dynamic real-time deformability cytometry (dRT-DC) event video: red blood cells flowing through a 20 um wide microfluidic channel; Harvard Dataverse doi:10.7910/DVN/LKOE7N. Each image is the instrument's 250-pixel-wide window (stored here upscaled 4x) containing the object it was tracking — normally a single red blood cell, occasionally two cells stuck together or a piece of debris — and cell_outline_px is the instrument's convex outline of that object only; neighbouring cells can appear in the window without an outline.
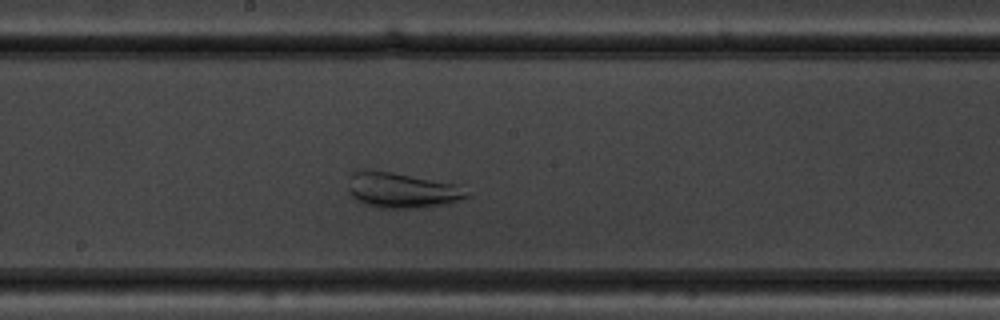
{"species": "common noctule bat (a hibernating species)", "species_latin": "Nyctalus noctula", "temperature_condition": "warm", "stored_images_in_passage": 45, "camera_frame_rate_fps": 3000, "um_per_image_px": 0.085, "animal": {"sex": "male", "body_mass_g": 19.5, "forearm_length_mm": 54.6}, "frame": {"image": 1, "passage_image": 20, "time_ms": 6.333, "image_size_px": [1000, 320], "cell_outline_px": [[468, 196], [448, 204], [420, 208], [380, 208], [364, 204], [352, 196], [348, 192], [348, 188], [352, 172], [356, 168], [360, 168], [392, 172], [460, 184], [468, 192]], "centroid_in_image_um": [34.15, 16.15], "position_along_channel_um": 214.1, "area_um2": 24.85}}
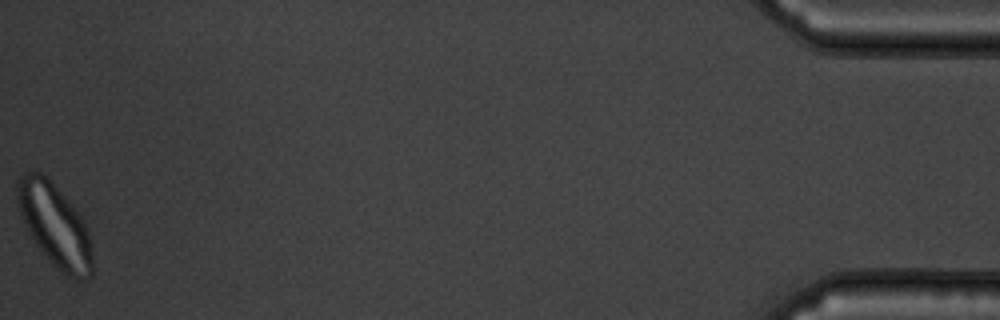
{"frame": {"image": 2, "passage_image": 45, "time_ms": 14.667, "image_size_px": [1000, 320], "cell_outline_px": [[92, 276], [88, 280], [76, 280], [52, 264], [48, 260], [36, 244], [28, 232], [24, 224], [16, 204], [16, 188], [20, 176], [24, 172], [40, 172], [56, 188], [84, 220], [88, 232], [92, 252]], "centroid_in_image_um": [4.64, 19.18], "position_along_channel_um": 430.6, "area_um2": 35.84}}